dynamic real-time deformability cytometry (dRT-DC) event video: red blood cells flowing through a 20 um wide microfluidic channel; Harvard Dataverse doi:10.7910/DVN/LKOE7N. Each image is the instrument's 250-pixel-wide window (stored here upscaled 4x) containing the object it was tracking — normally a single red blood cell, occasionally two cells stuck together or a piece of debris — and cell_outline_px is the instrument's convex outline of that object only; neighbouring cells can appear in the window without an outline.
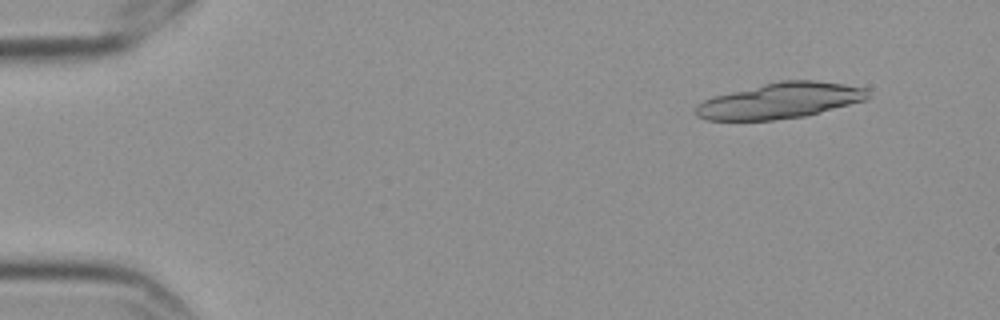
{"species": "Egyptian fruit bat (a non-hibernating species)", "species_latin": "Rousettus aegyptiacus", "temperature_condition": "cold", "stored_images_in_passage": 10, "segment_of_instrument_passage": [1, 2], "camera_frame_rate_fps": 3000, "um_per_image_px": 0.085, "frame": {"image": 1, "passage_image": 2, "time_ms": 0.333, "image_size_px": [1000, 320], "cell_outline_px": [[868, 100], [804, 116], [772, 120], [708, 120], [696, 116], [696, 108], [704, 100], [712, 96], [780, 80], [816, 80], [844, 84], [868, 88]], "centroid_in_image_um": [66.34, 8.55], "position_along_channel_um": 18.7, "area_um2": 35.72}}